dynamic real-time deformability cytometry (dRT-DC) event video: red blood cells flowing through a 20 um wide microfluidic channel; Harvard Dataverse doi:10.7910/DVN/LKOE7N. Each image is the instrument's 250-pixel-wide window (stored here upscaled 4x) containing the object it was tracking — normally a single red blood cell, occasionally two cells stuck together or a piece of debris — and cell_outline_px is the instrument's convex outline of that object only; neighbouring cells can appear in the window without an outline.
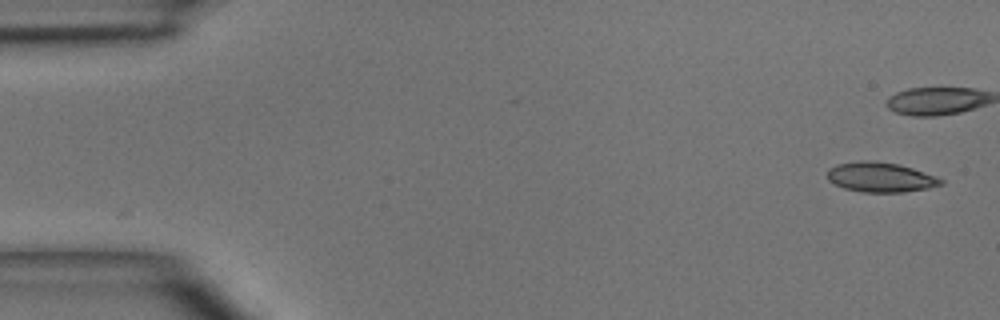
{"species": "common noctule bat (a hibernating species)", "species_latin": "Nyctalus noctula", "temperature_condition": "room temperature", "stored_images_in_passage": 2, "camera_frame_rate_fps": 3000, "um_per_image_px": 0.085, "animal": {"sex": "male", "body_mass_g": 15.6}, "frame": {"image": 1, "passage_image": 2, "time_ms": 1.0, "image_size_px": [1000, 320], "cell_outline_px": [[944, 184], [928, 188], [904, 192], [864, 192], [844, 188], [828, 180], [828, 168], [836, 164], [864, 160], [900, 164], [936, 176], [944, 180]], "centroid_in_image_um": [74.86, 15.06], "position_along_channel_um": 10.1, "area_um2": 19.65}}